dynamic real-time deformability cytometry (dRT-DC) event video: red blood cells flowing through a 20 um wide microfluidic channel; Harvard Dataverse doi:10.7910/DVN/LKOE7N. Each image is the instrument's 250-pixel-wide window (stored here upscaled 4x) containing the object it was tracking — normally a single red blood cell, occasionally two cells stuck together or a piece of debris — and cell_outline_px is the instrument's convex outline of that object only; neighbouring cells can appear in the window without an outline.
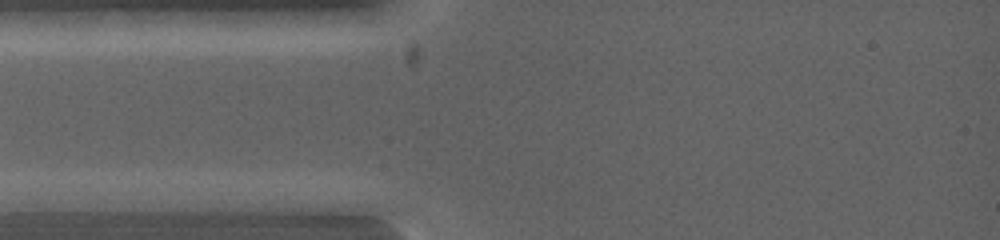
{"species": "common noctule bat (a hibernating species)", "species_latin": "Nyctalus noctula", "temperature_condition": "warm", "stored_images_in_passage": 4, "camera_frame_rate_fps": 5000, "um_per_image_px": 0.085, "animal": {"sex": "female", "body_mass_g": 19.0, "forearm_length_mm": 53.3}, "frame": {"image": 1, "passage_image": 1, "time_ms": 0.0, "image_size_px": [1000, 240], "cell_outline_px": [[152, 200], [140, 212], [16, 212], [12, 200], [24, 192], [120, 192]], "centroid_in_image_um": [6.72, 17.19], "position_along_channel_um": 78.3, "area_um2": 18.26}}